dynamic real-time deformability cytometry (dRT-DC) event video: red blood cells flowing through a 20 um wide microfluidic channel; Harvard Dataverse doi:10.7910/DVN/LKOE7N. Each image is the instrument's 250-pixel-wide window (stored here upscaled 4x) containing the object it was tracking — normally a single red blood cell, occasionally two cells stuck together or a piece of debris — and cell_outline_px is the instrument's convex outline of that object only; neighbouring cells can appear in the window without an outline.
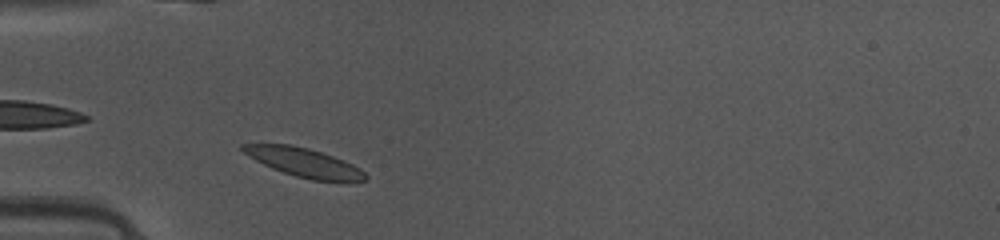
{"species": "common noctule bat (a hibernating species)", "species_latin": "Nyctalus noctula", "temperature_condition": "warm", "stored_images_in_passage": 34, "camera_frame_rate_fps": 3000, "um_per_image_px": 0.085, "animal": {"sex": "female", "body_mass_g": 10.0, "forearm_length_mm": 53.1}, "frame": {"image": 1, "passage_image": 2, "time_ms": 0.333, "image_size_px": [1000, 240], "cell_outline_px": [[368, 180], [344, 184], [312, 180], [296, 176], [272, 168], [248, 156], [240, 148], [240, 144], [292, 144], [308, 148], [344, 160], [360, 168], [368, 176]], "centroid_in_image_um": [25.94, 13.85], "position_along_channel_um": 59.1, "area_um2": 20.98}}
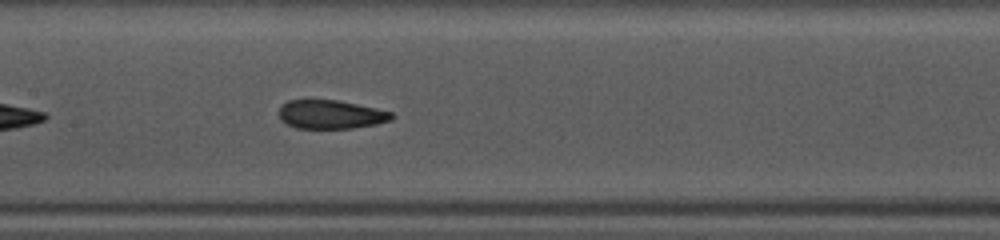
{"frame": {"image": 2, "passage_image": 11, "time_ms": 3.333, "image_size_px": [1000, 240], "cell_outline_px": [[396, 116], [392, 120], [376, 124], [352, 128], [296, 128], [280, 120], [280, 104], [288, 100], [336, 100], [376, 108], [392, 112]], "centroid_in_image_um": [28.13, 9.73], "position_along_channel_um": 179.3, "area_um2": 18.84}}
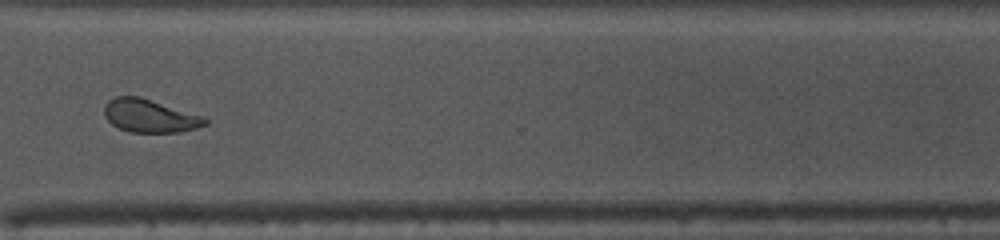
{"frame": {"image": 3, "passage_image": 24, "time_ms": 7.667, "image_size_px": [1000, 240], "cell_outline_px": [[208, 124], [196, 128], [180, 132], [132, 132], [120, 128], [112, 124], [104, 116], [104, 104], [108, 100], [116, 96], [140, 96], [204, 116], [208, 120]], "centroid_in_image_um": [12.74, 9.84], "position_along_channel_um": 357.9, "area_um2": 19.54}, "authors_computed_cell_mechanics": {"area_um2": 20.3167, "velocity_mm_per_s": 4.1352, "shape_relaxation_time_tau1_ms": 4.26, "shape_relaxation_time_tau2_ms": 1.2906, "deformation_change_tau1": 0.138, "deformation_change_tau2": 0.0615}}